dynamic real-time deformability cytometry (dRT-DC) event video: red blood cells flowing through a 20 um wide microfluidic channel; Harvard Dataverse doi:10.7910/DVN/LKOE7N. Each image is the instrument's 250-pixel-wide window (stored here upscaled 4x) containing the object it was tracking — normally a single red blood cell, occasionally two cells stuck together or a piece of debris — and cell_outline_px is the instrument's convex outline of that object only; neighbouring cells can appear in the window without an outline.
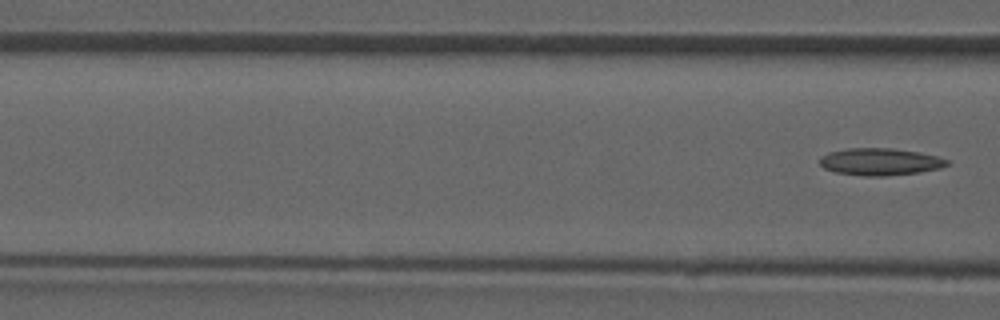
{"species": "common noctule bat (a hibernating species)", "species_latin": "Nyctalus noctula", "temperature_condition": "room temperature", "stored_images_in_passage": 6, "segment_of_instrument_passage": [2, 2], "camera_frame_rate_fps": 3000, "um_per_image_px": 0.085, "animal": {"sex": "male", "forearm_length_mm": 52.5}, "frame": {"image": 1, "passage_image": 6, "time_ms": 6.333, "image_size_px": [1000, 320], "cell_outline_px": [[948, 164], [940, 168], [920, 172], [884, 176], [864, 176], [836, 172], [824, 168], [820, 164], [820, 156], [828, 152], [848, 148], [892, 148], [920, 152], [936, 156], [948, 160]], "centroid_in_image_um": [74.79, 13.74], "position_along_channel_um": 91.8, "area_um2": 20.11}}